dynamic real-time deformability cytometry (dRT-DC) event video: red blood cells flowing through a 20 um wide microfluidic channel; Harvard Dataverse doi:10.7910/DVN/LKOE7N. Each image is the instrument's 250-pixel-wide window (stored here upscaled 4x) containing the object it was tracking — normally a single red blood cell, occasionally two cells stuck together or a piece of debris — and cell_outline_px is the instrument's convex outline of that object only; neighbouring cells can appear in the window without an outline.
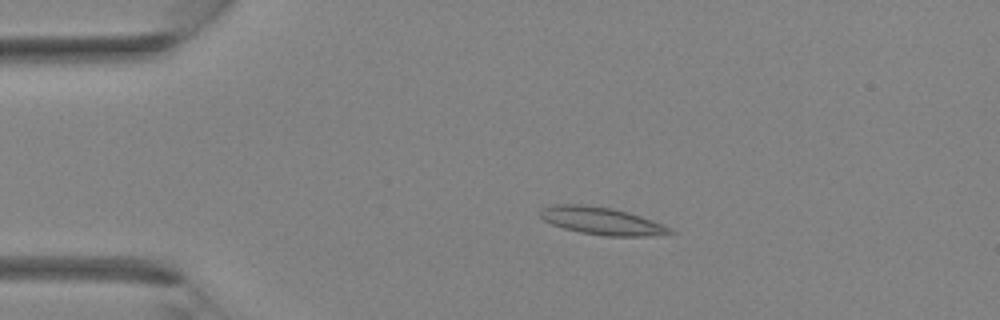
{"species": "Egyptian fruit bat (a non-hibernating species)", "species_latin": "Rousettus aegyptiacus", "temperature_condition": "room temperature", "stored_images_in_passage": 36, "camera_frame_rate_fps": 3000, "um_per_image_px": 0.085, "animal": {"sex": "female"}, "frame": {"image": 1, "passage_image": 8, "time_ms": 2.333, "image_size_px": [1000, 320], "cell_outline_px": [[676, 232], [652, 236], [604, 236], [580, 232], [564, 228], [552, 224], [544, 220], [540, 216], [540, 212], [544, 208], [552, 204], [584, 204], [612, 208], [628, 212], [652, 220], [672, 228]], "centroid_in_image_um": [51.16, 18.78], "position_along_channel_um": 33.8, "area_um2": 20.75}}
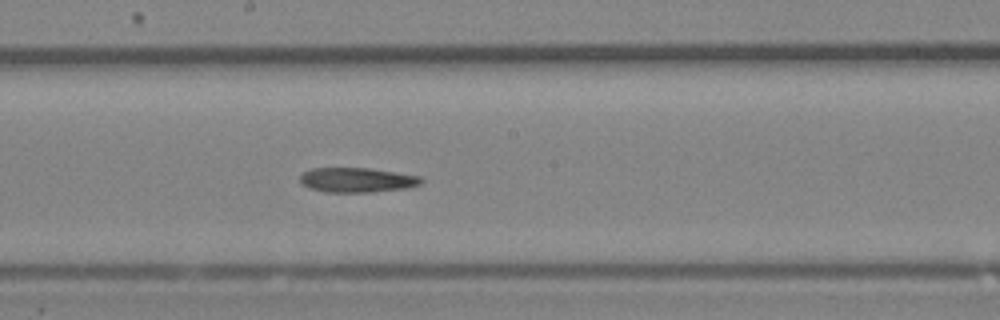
{"frame": {"image": 2, "passage_image": 20, "time_ms": 6.333, "image_size_px": [1000, 320], "cell_outline_px": [[424, 180], [420, 184], [408, 188], [372, 192], [324, 192], [308, 188], [300, 184], [300, 176], [304, 172], [312, 168], [368, 168], [420, 176]], "centroid_in_image_um": [30.32, 15.31], "position_along_channel_um": 217.9, "area_um2": 17.51}}
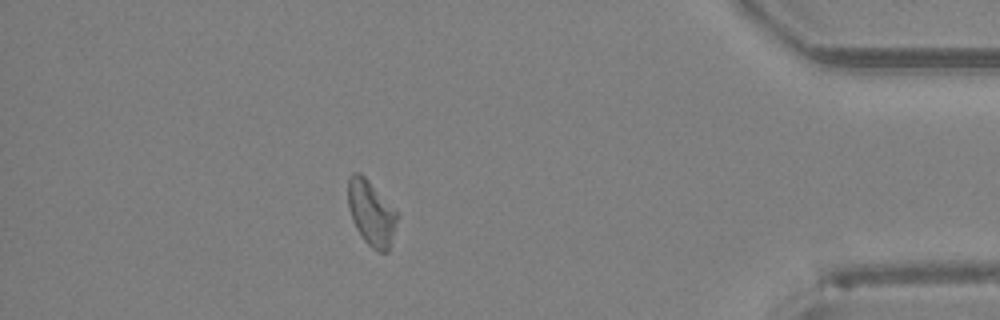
{"frame": {"image": 3, "passage_image": 32, "time_ms": 10.333, "image_size_px": [1000, 320], "cell_outline_px": [[396, 220], [388, 252], [380, 252], [372, 248], [364, 240], [356, 228], [352, 220], [348, 208], [348, 180], [352, 172], [360, 172], [368, 180], [396, 212]], "centroid_in_image_um": [31.5, 18.1], "position_along_channel_um": 403.7, "area_um2": 18.09}}